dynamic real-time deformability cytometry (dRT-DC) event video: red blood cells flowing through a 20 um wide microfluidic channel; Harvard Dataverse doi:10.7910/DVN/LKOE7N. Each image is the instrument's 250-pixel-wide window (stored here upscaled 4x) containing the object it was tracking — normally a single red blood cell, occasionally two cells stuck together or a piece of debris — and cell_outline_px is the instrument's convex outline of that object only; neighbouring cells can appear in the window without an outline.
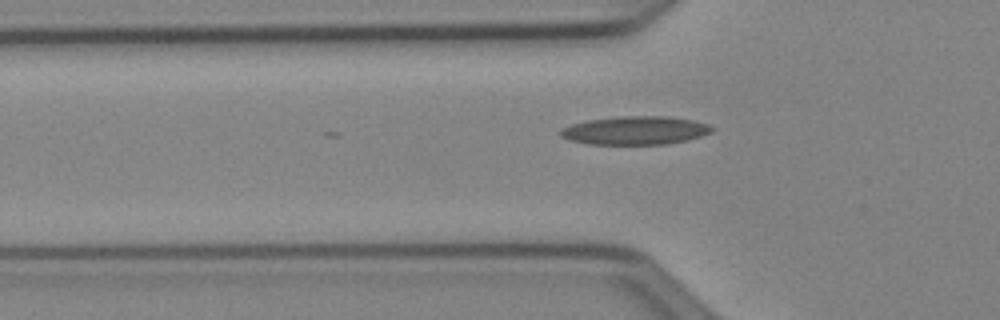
{"species": "Egyptian fruit bat (a non-hibernating species)", "species_latin": "Rousettus aegyptiacus", "temperature_condition": "cold", "stored_images_in_passage": 5, "camera_frame_rate_fps": 3000, "um_per_image_px": 0.085, "animal": {"sex": "female"}, "frame": {"image": 1, "passage_image": 2, "time_ms": 0.333, "image_size_px": [1000, 320], "cell_outline_px": [[716, 128], [712, 132], [700, 136], [684, 140], [664, 144], [588, 144], [568, 140], [560, 136], [560, 128], [572, 124], [588, 120], [620, 116], [664, 116], [692, 120], [708, 124]], "centroid_in_image_um": [53.96, 11.08], "position_along_channel_um": 71.8, "area_um2": 24.97}}
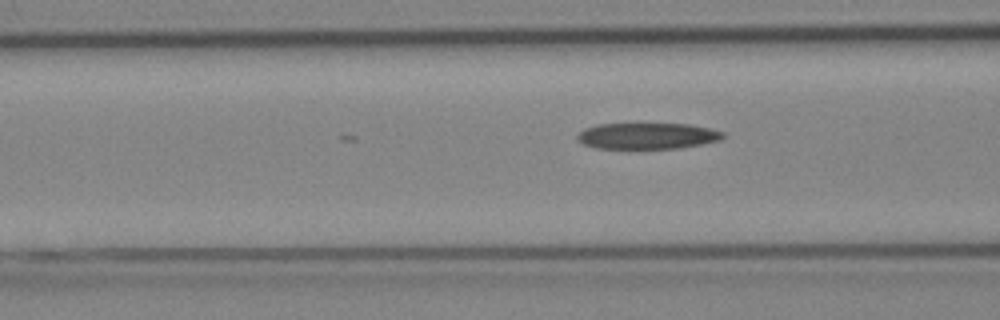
{"frame": {"image": 2, "passage_image": 5, "time_ms": 1.333, "image_size_px": [1000, 320], "cell_outline_px": [[724, 136], [720, 140], [680, 148], [596, 148], [584, 144], [576, 140], [576, 136], [584, 128], [596, 124], [688, 124], [708, 128], [724, 132]], "centroid_in_image_um": [54.98, 11.55], "position_along_channel_um": 111.6, "area_um2": 22.08}}